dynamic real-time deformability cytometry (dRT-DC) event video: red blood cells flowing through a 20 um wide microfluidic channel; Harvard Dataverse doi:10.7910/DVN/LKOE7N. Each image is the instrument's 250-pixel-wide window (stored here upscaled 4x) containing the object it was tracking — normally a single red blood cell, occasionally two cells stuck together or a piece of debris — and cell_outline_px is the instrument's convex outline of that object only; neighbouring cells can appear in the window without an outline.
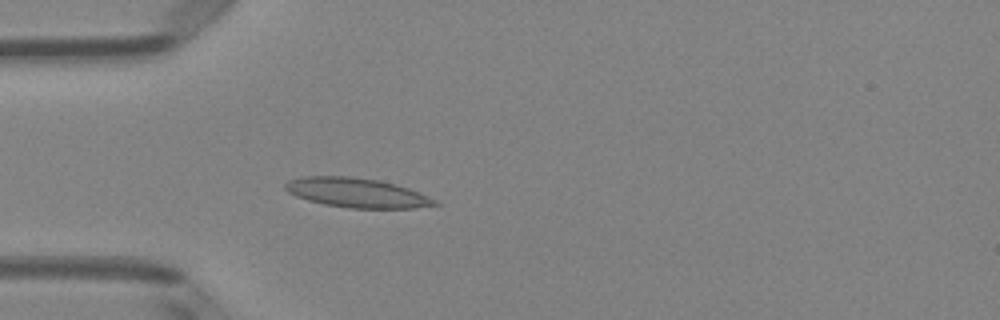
{"species": "Egyptian fruit bat (a non-hibernating species)", "species_latin": "Rousettus aegyptiacus", "temperature_condition": "room temperature", "stored_images_in_passage": 50, "camera_frame_rate_fps": 3000, "um_per_image_px": 0.085, "animal": {"sex": "female"}, "frame": {"image": 1, "passage_image": 14, "time_ms": 4.333, "image_size_px": [1000, 320], "cell_outline_px": [[444, 204], [412, 208], [348, 208], [324, 204], [308, 200], [296, 196], [288, 192], [284, 188], [284, 184], [288, 180], [304, 176], [348, 176], [380, 180], [396, 184], [408, 188], [428, 196]], "centroid_in_image_um": [30.33, 16.38], "position_along_channel_um": 54.7, "area_um2": 25.78}}
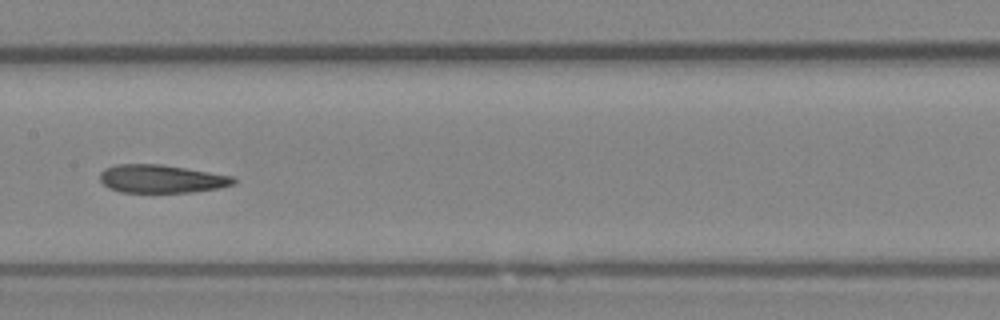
{"frame": {"image": 2, "passage_image": 25, "time_ms": 8.0, "image_size_px": [1000, 320], "cell_outline_px": [[236, 184], [220, 188], [192, 192], [120, 192], [108, 188], [100, 180], [100, 172], [104, 168], [116, 164], [160, 164], [232, 176], [236, 180]], "centroid_in_image_um": [13.7, 15.2], "position_along_channel_um": 193.7, "area_um2": 21.91}}
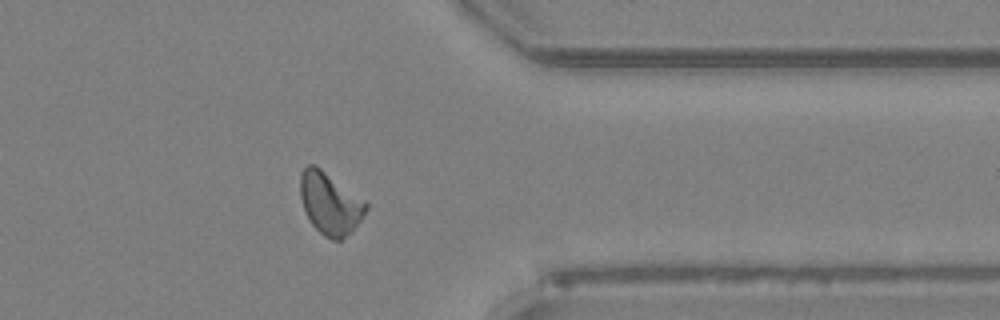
{"frame": {"image": 3, "passage_image": 40, "time_ms": 13.0, "image_size_px": [1000, 320], "cell_outline_px": [[368, 208], [352, 232], [340, 240], [332, 240], [324, 236], [312, 224], [304, 212], [300, 196], [300, 176], [304, 168], [308, 164], [312, 164], [320, 168], [364, 200], [368, 204]], "centroid_in_image_um": [28.04, 17.31], "position_along_channel_um": 383.4, "area_um2": 23.52}, "authors_computed_cell_mechanics": {"area_um2": 23.1778, "velocity_mm_per_s": 3.9888, "shape_relaxation_time_tau1_ms": null, "shape_relaxation_time_tau2_ms": 2.8844, "deformation_change_tau1": null, "deformation_change_tau2": 0.1176}}